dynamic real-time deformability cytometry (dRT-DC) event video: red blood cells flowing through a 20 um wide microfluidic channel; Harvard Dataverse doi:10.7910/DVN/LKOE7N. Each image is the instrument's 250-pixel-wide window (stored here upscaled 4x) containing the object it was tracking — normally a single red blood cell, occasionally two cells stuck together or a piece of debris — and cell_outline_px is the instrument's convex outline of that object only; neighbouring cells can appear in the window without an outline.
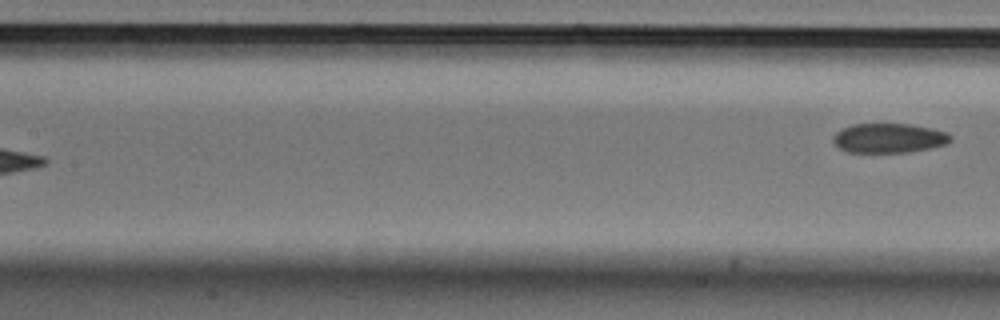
{"species": "Egyptian fruit bat (a non-hibernating species)", "species_latin": "Rousettus aegyptiacus", "temperature_condition": "cold", "stored_images_in_passage": 5, "segment_of_instrument_passage": [2, 2], "camera_frame_rate_fps": 3000, "um_per_image_px": 0.085, "animal": {"sex": "male"}, "frame": {"image": 1, "passage_image": 5, "time_ms": 1.333, "image_size_px": [1000, 320], "cell_outline_px": [[952, 140], [948, 144], [932, 148], [908, 152], [848, 152], [840, 148], [832, 140], [832, 136], [840, 128], [852, 124], [908, 124], [932, 128], [948, 132], [952, 136]], "centroid_in_image_um": [75.58, 11.73], "position_along_channel_um": 131.8, "area_um2": 20.4}}